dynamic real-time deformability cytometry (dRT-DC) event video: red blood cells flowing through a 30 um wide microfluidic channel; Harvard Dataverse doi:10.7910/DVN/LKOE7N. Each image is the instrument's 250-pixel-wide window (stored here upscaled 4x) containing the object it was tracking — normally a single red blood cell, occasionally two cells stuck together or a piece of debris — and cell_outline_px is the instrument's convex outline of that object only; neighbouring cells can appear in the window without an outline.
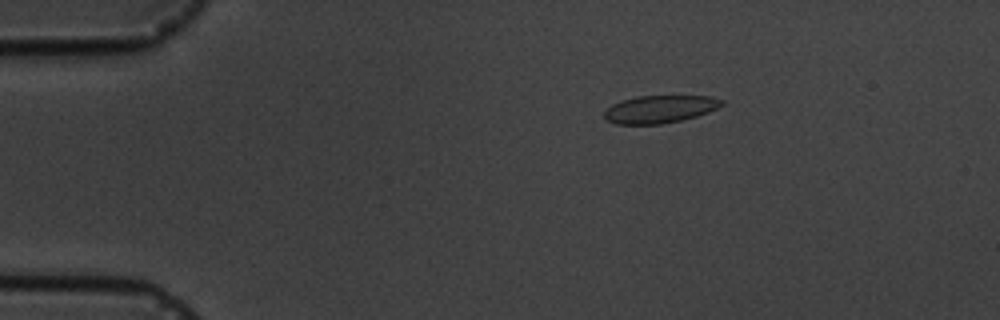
{"species": "common noctule bat (a hibernating species)", "species_latin": "Nyctalus noctula", "temperature_condition": "cold", "stored_images_in_passage": 5, "camera_frame_rate_fps": 3000, "um_per_image_px": 0.085, "animal": {"sex": "male", "body_mass_g": 19.5, "forearm_length_mm": 54.6}, "frame": {"image": 1, "passage_image": 3, "time_ms": 2.333, "image_size_px": [1000, 320], "cell_outline_px": [[724, 104], [708, 112], [696, 116], [680, 120], [660, 124], [616, 124], [604, 120], [604, 112], [612, 104], [636, 96], [712, 96], [724, 100]], "centroid_in_image_um": [56.07, 9.28], "position_along_channel_um": 28.9, "area_um2": 18.84}}